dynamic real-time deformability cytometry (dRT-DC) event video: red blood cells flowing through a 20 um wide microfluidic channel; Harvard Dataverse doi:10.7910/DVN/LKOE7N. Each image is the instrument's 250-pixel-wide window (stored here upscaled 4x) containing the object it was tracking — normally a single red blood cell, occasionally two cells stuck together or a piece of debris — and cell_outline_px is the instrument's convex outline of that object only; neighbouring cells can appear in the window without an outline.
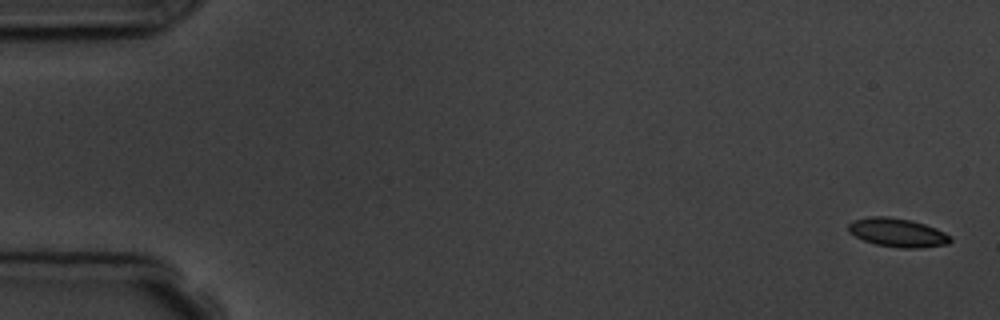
{"species": "common noctule bat (a hibernating species)", "species_latin": "Nyctalus noctula", "temperature_condition": "room temperature", "stored_images_in_passage": 5, "camera_frame_rate_fps": 3000, "um_per_image_px": 0.085, "animal": {"sex": "male", "body_mass_g": 19.5, "forearm_length_mm": 54.6}, "frame": {"image": 1, "passage_image": 1, "time_ms": 0.0, "image_size_px": [1000, 320], "cell_outline_px": [[952, 240], [948, 244], [920, 248], [904, 248], [876, 244], [864, 240], [856, 236], [848, 228], [848, 224], [852, 220], [872, 216], [888, 216], [912, 220], [936, 228], [952, 236]], "centroid_in_image_um": [76.33, 19.76], "position_along_channel_um": 8.7, "area_um2": 16.99}}
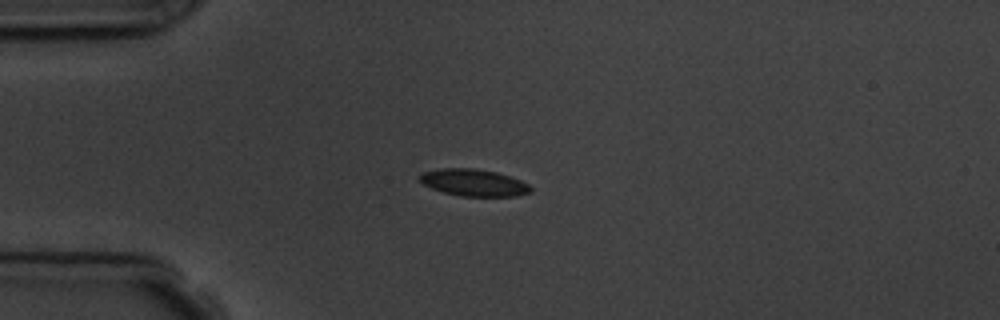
{"frame": {"image": 2, "passage_image": 5, "time_ms": 4.333, "image_size_px": [1000, 320], "cell_outline_px": [[532, 192], [516, 196], [460, 196], [444, 192], [432, 188], [424, 184], [420, 180], [420, 176], [424, 172], [440, 168], [472, 168], [496, 172], [520, 180], [528, 184], [532, 188]], "centroid_in_image_um": [40.29, 15.53], "position_along_channel_um": 44.7, "area_um2": 17.22}}